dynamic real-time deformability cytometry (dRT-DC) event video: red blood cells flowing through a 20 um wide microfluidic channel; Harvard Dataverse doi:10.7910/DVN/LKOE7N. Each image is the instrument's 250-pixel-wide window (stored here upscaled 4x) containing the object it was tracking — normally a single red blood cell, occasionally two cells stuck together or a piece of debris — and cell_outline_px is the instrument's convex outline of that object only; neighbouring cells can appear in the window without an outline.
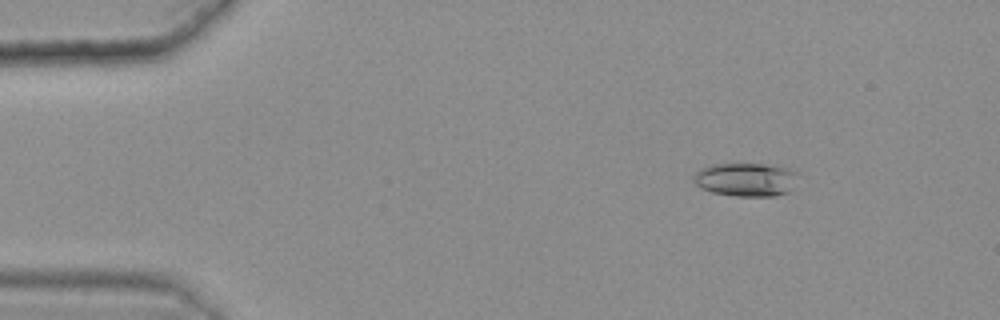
{"species": "common noctule bat (a hibernating species)", "species_latin": "Nyctalus noctula", "temperature_condition": "warm", "stored_images_in_passage": 49, "camera_frame_rate_fps": 3000, "um_per_image_px": 0.085, "animal": {"sex": "female", "body_mass_g": 25.1}, "frame": {"image": 1, "passage_image": 8, "time_ms": 2.333, "image_size_px": [1000, 320], "cell_outline_px": [[800, 172], [792, 188], [788, 192], [776, 196], [736, 196], [712, 192], [700, 188], [692, 180], [692, 176], [700, 168], [712, 164], [776, 164]], "centroid_in_image_um": [63.42, 15.25], "position_along_channel_um": 21.6, "area_um2": 20.81}}
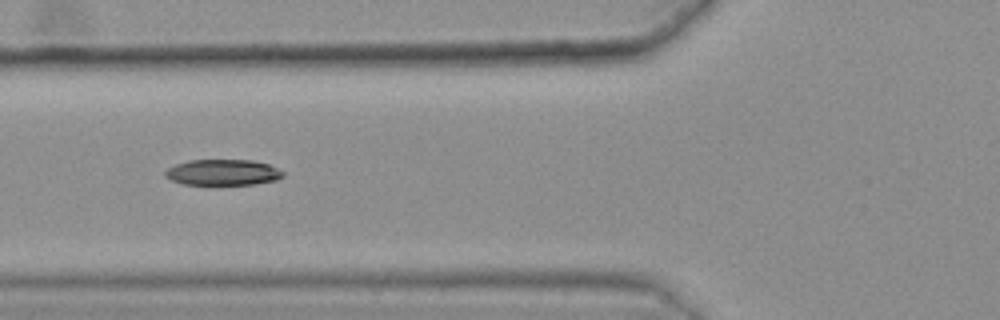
{"frame": {"image": 2, "passage_image": 22, "time_ms": 7.0, "image_size_px": [1000, 320], "cell_outline_px": [[284, 176], [276, 180], [256, 184], [212, 188], [208, 188], [184, 184], [172, 180], [164, 176], [164, 172], [168, 168], [176, 164], [188, 160], [252, 160], [268, 164], [284, 172]], "centroid_in_image_um": [18.91, 14.71], "position_along_channel_um": 106.9, "area_um2": 18.79}}
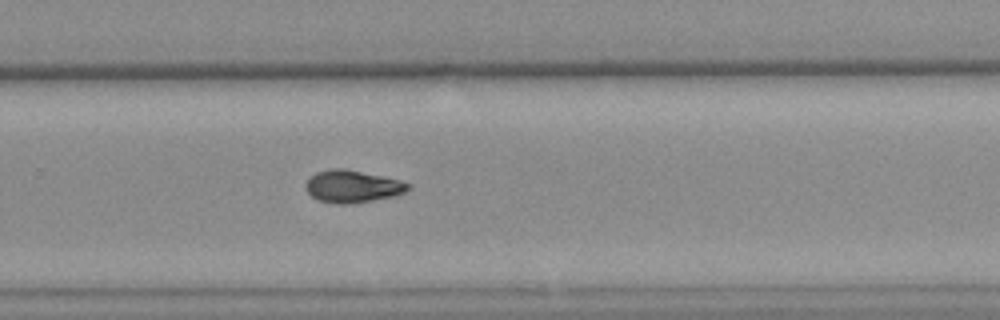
{"frame": {"image": 3, "passage_image": 38, "time_ms": 12.333, "image_size_px": [1000, 320], "cell_outline_px": [[412, 188], [396, 196], [352, 204], [332, 204], [316, 200], [304, 188], [304, 184], [308, 176], [316, 172], [332, 168], [344, 168], [384, 176], [400, 180], [412, 184]], "centroid_in_image_um": [29.94, 15.85], "position_along_channel_um": 299.9, "area_um2": 19.88}, "authors_computed_cell_mechanics": {"area_um2": 18.9006, "velocity_mm_per_s": 3.6256, "shape_relaxation_time_tau1_ms": 9.0397, "shape_relaxation_time_tau2_ms": null, "deformation_change_tau1": 0.1937, "deformation_change_tau2": null}}